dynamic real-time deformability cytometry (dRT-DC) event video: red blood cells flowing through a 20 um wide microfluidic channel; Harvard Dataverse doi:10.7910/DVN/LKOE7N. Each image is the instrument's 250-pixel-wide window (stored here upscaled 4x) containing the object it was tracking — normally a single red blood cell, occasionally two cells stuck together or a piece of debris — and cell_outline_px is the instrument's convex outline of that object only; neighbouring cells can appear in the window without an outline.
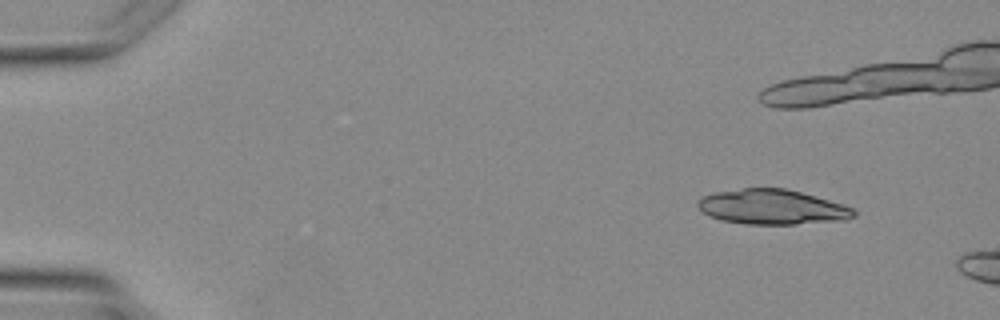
{"species": "Egyptian fruit bat (a non-hibernating species)", "species_latin": "Rousettus aegyptiacus", "temperature_condition": "warm", "stored_images_in_passage": 2, "camera_frame_rate_fps": 3000, "um_per_image_px": 0.085, "animal": {"sex": "female"}, "frame": {"image": 1, "passage_image": 1, "time_ms": 0.0, "image_size_px": [1000, 320], "cell_outline_px": [[856, 216], [844, 220], [796, 224], [744, 224], [720, 220], [708, 216], [696, 204], [696, 200], [704, 196], [716, 192], [744, 188], [784, 188], [816, 196], [844, 204], [852, 208], [856, 212]], "centroid_in_image_um": [65.63, 17.6], "position_along_channel_um": 19.4, "area_um2": 31.79}}